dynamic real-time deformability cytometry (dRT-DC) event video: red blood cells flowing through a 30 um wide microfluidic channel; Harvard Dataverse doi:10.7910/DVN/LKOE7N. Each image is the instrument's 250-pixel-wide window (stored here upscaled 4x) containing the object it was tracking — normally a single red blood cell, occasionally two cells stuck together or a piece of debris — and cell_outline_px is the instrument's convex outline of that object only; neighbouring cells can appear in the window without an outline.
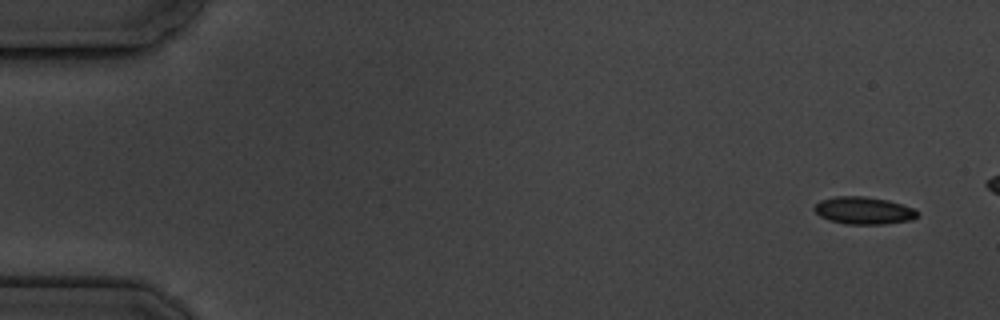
{"species": "common noctule bat (a hibernating species)", "species_latin": "Nyctalus noctula", "temperature_condition": "cold", "stored_images_in_passage": 12, "camera_frame_rate_fps": 3000, "um_per_image_px": 0.085, "animal": {"sex": "male", "body_mass_g": 19.5, "forearm_length_mm": 54.6}, "frame": {"image": 1, "passage_image": 1, "time_ms": 0.0, "image_size_px": [1000, 320], "cell_outline_px": [[920, 212], [912, 220], [884, 224], [844, 224], [828, 220], [820, 216], [812, 208], [820, 200], [836, 196], [864, 196], [888, 200], [912, 208]], "centroid_in_image_um": [73.39, 17.9], "position_along_channel_um": 11.6, "area_um2": 16.47}}